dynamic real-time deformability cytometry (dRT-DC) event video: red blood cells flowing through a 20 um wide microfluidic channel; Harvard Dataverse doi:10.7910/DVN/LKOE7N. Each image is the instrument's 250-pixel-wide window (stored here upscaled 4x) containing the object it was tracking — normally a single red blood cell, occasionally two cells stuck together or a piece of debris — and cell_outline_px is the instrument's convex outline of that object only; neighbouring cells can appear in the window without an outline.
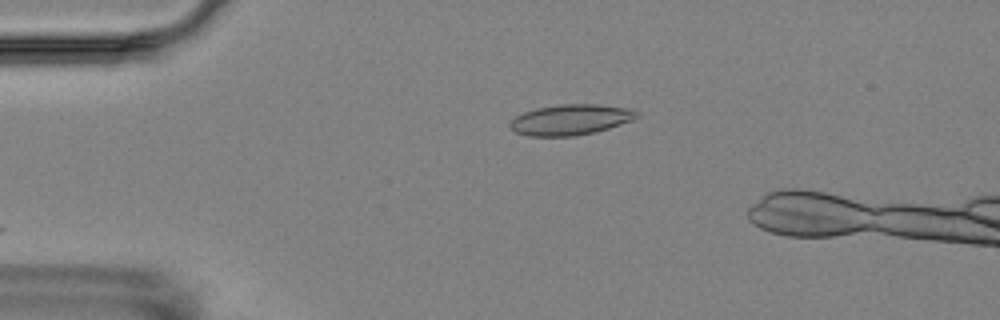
{"species": "Egyptian fruit bat (a non-hibernating species)", "species_latin": "Rousettus aegyptiacus", "temperature_condition": "room temperature", "stored_images_in_passage": 4, "camera_frame_rate_fps": 3000, "um_per_image_px": 0.085, "animal": {"sex": "female"}, "frame": {"image": 1, "passage_image": 2, "time_ms": 2.0, "image_size_px": [1000, 320], "cell_outline_px": [[640, 116], [632, 120], [608, 128], [576, 136], [528, 136], [516, 132], [508, 124], [516, 116], [524, 112], [536, 108], [564, 104], [596, 104], [628, 108], [640, 112]], "centroid_in_image_um": [48.51, 10.17], "position_along_channel_um": 36.5, "area_um2": 22.43}}